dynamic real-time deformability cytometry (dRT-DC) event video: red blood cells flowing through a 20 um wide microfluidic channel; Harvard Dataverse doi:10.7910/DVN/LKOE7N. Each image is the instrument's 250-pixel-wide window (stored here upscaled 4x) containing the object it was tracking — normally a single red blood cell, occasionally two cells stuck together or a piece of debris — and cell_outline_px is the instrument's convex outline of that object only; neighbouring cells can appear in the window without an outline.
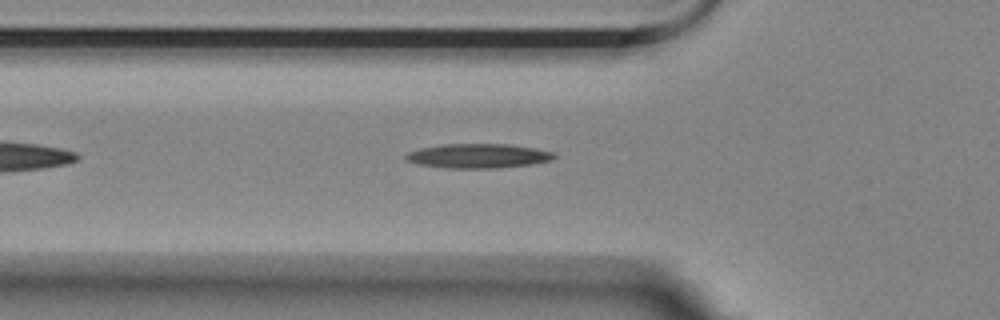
{"species": "Egyptian fruit bat (a non-hibernating species)", "species_latin": "Rousettus aegyptiacus", "temperature_condition": "room temperature", "stored_images_in_passage": 38, "camera_frame_rate_fps": 3000, "um_per_image_px": 0.085, "animal": {"sex": "female"}, "frame": {"image": 1, "passage_image": 6, "time_ms": 1.667, "image_size_px": [1000, 320], "cell_outline_px": [[556, 156], [552, 160], [532, 164], [496, 168], [448, 168], [420, 164], [404, 160], [404, 156], [408, 152], [420, 148], [444, 144], [508, 144], [536, 148], [552, 152]], "centroid_in_image_um": [40.64, 13.25], "position_along_channel_um": 85.2, "area_um2": 21.04}}
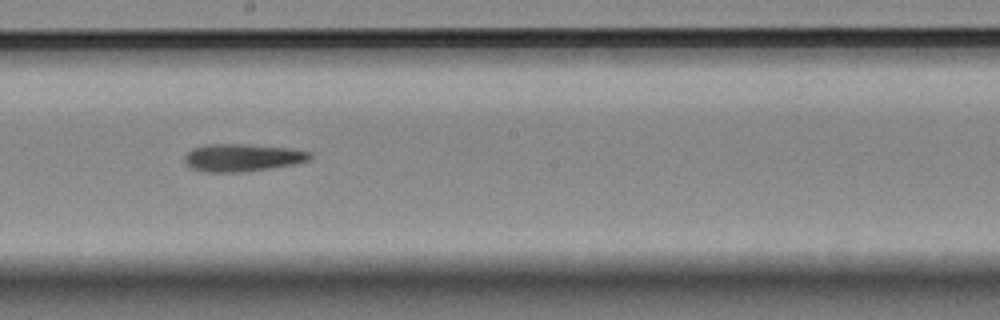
{"frame": {"image": 2, "passage_image": 18, "time_ms": 5.667, "image_size_px": [1000, 320], "cell_outline_px": [[312, 156], [308, 160], [296, 164], [244, 172], [204, 172], [192, 168], [184, 160], [184, 156], [192, 148], [204, 144], [244, 144], [292, 148], [312, 152]], "centroid_in_image_um": [20.61, 13.39], "position_along_channel_um": 227.6, "area_um2": 20.29}}
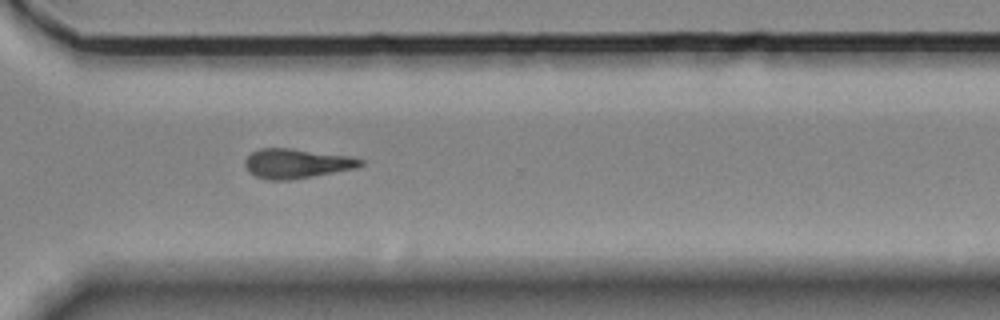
{"frame": {"image": 3, "passage_image": 28, "time_ms": 9.0, "image_size_px": [1000, 320], "cell_outline_px": [[364, 164], [356, 168], [292, 180], [268, 180], [256, 176], [248, 172], [244, 164], [244, 160], [252, 152], [260, 148], [292, 148], [348, 156], [364, 160]], "centroid_in_image_um": [25.18, 13.9], "position_along_channel_um": 345.4, "area_um2": 19.94}}